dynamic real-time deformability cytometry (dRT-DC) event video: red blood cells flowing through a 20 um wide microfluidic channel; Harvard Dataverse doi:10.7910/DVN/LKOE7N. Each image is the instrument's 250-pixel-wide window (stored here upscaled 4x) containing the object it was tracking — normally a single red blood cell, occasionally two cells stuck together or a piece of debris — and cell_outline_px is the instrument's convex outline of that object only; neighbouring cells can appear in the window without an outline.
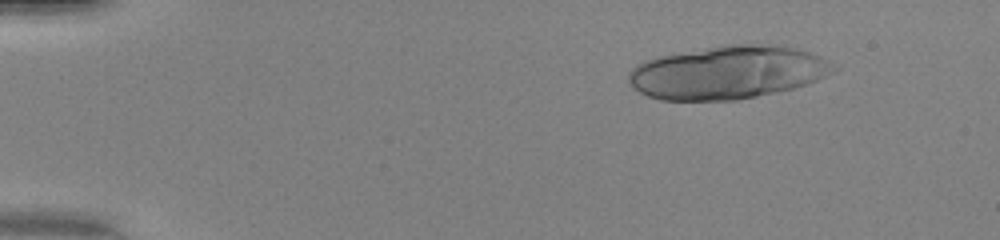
{"species": "human", "species_latin": "Homo sapiens", "temperature_condition": "warm", "stored_images_in_passage": 20, "camera_frame_rate_fps": 3000, "um_per_image_px": 0.085, "donor": {"sex": "female"}, "frame": {"image": 1, "passage_image": 7, "time_ms": 2.0, "image_size_px": [1000, 240], "cell_outline_px": [[840, 64], [836, 72], [808, 84], [776, 92], [736, 100], [660, 100], [648, 96], [640, 92], [628, 80], [628, 76], [632, 68], [636, 64], [644, 60], [660, 56], [724, 44], [772, 44], [796, 48], [820, 56]], "centroid_in_image_um": [61.93, 6.14], "position_along_channel_um": 23.1, "area_um2": 63.81}}